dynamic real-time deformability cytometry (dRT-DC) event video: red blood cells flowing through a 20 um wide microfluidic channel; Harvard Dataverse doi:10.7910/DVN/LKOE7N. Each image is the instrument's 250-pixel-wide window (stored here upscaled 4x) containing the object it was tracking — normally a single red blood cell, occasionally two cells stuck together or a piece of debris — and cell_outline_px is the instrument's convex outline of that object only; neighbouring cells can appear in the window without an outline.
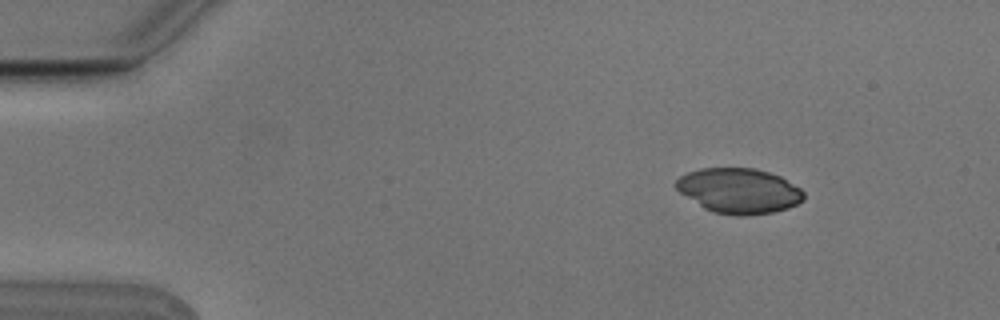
{"species": "Egyptian fruit bat (a non-hibernating species)", "species_latin": "Rousettus aegyptiacus", "temperature_condition": "cold", "stored_images_in_passage": 3, "camera_frame_rate_fps": 3000, "um_per_image_px": 0.085, "animal": {"sex": "male"}, "frame": {"image": 1, "passage_image": 1, "time_ms": 0.0, "image_size_px": [1000, 320], "cell_outline_px": [[804, 200], [788, 208], [772, 212], [744, 216], [736, 216], [712, 212], [704, 208], [680, 192], [672, 184], [680, 176], [688, 172], [700, 168], [756, 168], [780, 176], [800, 188], [804, 192]], "centroid_in_image_um": [62.8, 16.21], "position_along_channel_um": 22.2, "area_um2": 33.64}}